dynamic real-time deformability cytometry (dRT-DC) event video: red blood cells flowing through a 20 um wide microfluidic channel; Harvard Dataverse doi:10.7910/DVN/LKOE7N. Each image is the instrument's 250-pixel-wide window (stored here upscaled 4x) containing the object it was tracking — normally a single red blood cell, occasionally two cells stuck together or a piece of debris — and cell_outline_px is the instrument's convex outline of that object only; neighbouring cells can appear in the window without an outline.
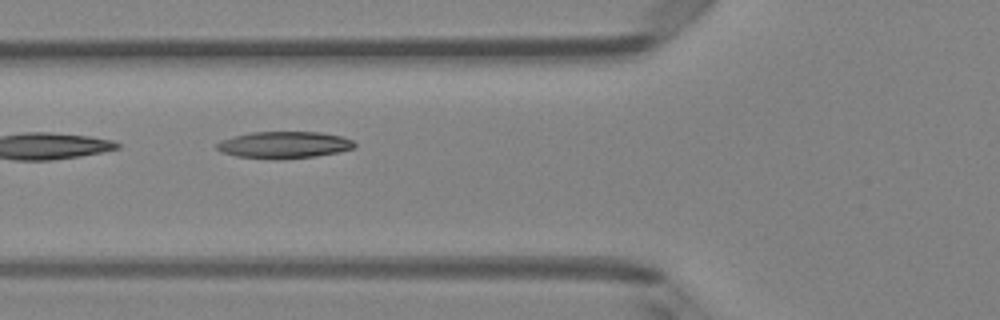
{"species": "Egyptian fruit bat (a non-hibernating species)", "species_latin": "Rousettus aegyptiacus", "temperature_condition": "room temperature", "stored_images_in_passage": 8, "camera_frame_rate_fps": 3000, "um_per_image_px": 0.085, "animal": {"sex": "female"}, "frame": {"image": 1, "passage_image": 6, "time_ms": 1.667, "image_size_px": [1000, 320], "cell_outline_px": [[356, 148], [340, 152], [316, 156], [280, 160], [272, 160], [236, 156], [220, 152], [216, 148], [216, 144], [220, 140], [252, 132], [320, 132], [340, 136], [352, 140], [356, 144]], "centroid_in_image_um": [24.15, 12.33], "position_along_channel_um": 101.6, "area_um2": 21.79}}
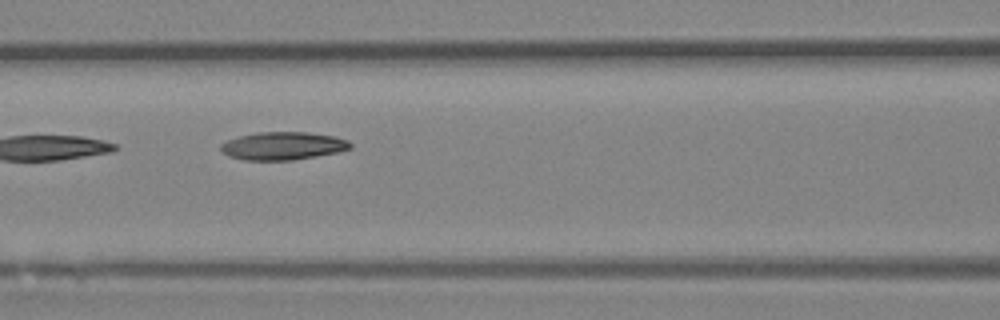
{"frame": {"image": 2, "passage_image": 7, "time_ms": 2.0, "image_size_px": [1000, 320], "cell_outline_px": [[352, 148], [336, 152], [316, 156], [292, 160], [244, 160], [228, 156], [220, 148], [220, 144], [228, 140], [240, 136], [260, 132], [308, 132], [336, 136], [348, 140], [352, 144]], "centroid_in_image_um": [24.07, 12.4], "position_along_channel_um": 142.5, "area_um2": 21.04}}
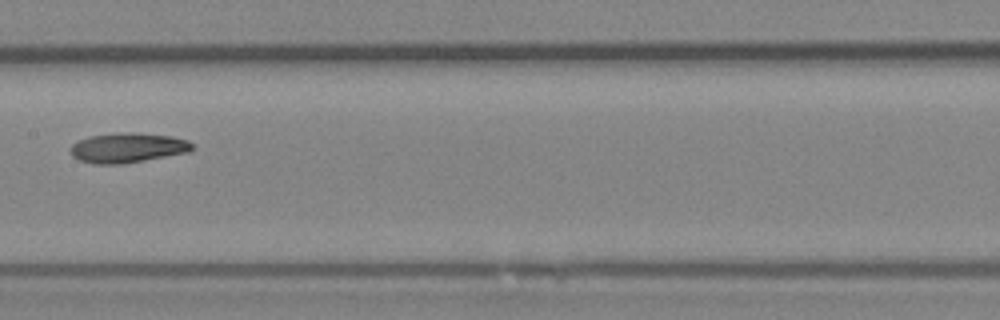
{"frame": {"image": 3, "passage_image": 8, "time_ms": 2.333, "image_size_px": [1000, 320], "cell_outline_px": [[192, 152], [124, 164], [92, 164], [80, 160], [72, 156], [68, 152], [72, 144], [88, 136], [120, 132], [132, 132], [172, 136], [188, 140], [192, 144]], "centroid_in_image_um": [10.85, 12.57], "position_along_channel_um": 196.6, "area_um2": 21.5}}